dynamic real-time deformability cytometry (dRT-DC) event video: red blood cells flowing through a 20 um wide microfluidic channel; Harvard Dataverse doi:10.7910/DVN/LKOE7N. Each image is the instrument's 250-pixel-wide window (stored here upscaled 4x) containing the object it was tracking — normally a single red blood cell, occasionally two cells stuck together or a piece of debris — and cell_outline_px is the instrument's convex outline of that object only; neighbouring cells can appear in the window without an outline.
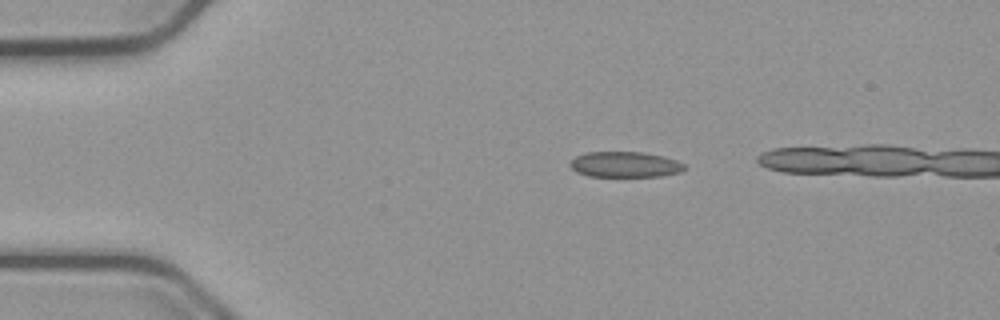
{"species": "common noctule bat (a hibernating species)", "species_latin": "Nyctalus noctula", "temperature_condition": "cold", "stored_images_in_passage": 35, "camera_frame_rate_fps": 3000, "um_per_image_px": 0.085, "animal": {"sex": "male", "body_mass_g": 23.1, "forearm_length_mm": 52.7}, "frame": {"image": 1, "passage_image": 1, "time_ms": 0.0, "image_size_px": [1000, 320], "cell_outline_px": [[684, 168], [680, 172], [660, 176], [588, 176], [576, 172], [568, 164], [576, 156], [588, 152], [640, 152], [664, 156], [676, 160], [684, 164]], "centroid_in_image_um": [53.1, 13.98], "position_along_channel_um": 31.9, "area_um2": 16.94}}
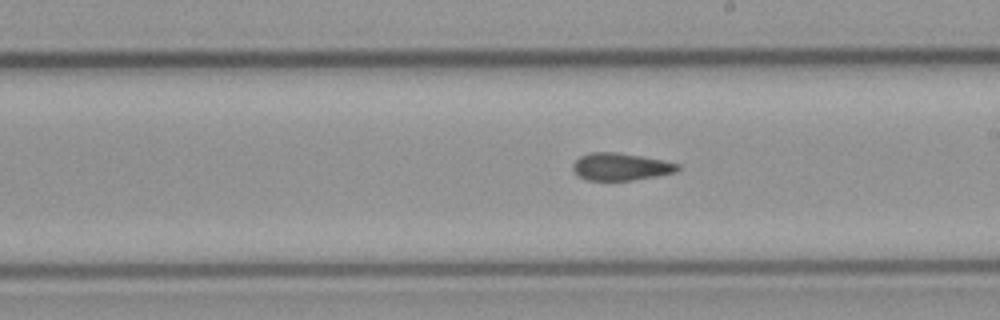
{"frame": {"image": 2, "passage_image": 21, "time_ms": 6.667, "image_size_px": [1000, 320], "cell_outline_px": [[680, 168], [676, 172], [656, 176], [632, 180], [584, 180], [572, 168], [572, 164], [580, 156], [592, 152], [616, 152], [640, 156], [680, 164]], "centroid_in_image_um": [52.75, 14.17], "position_along_channel_um": 236.3, "area_um2": 16.53}}
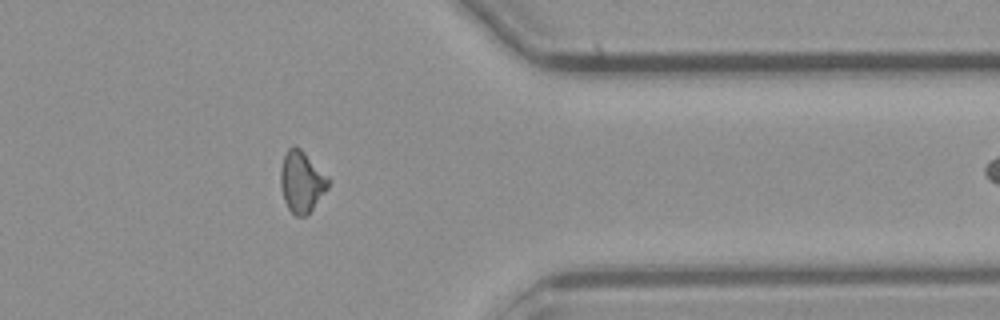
{"frame": {"image": 3, "passage_image": 34, "time_ms": 11.0, "image_size_px": [1000, 320], "cell_outline_px": [[328, 188], [312, 208], [304, 216], [296, 216], [288, 208], [284, 200], [280, 184], [280, 168], [284, 152], [292, 144], [296, 144], [328, 176]], "centroid_in_image_um": [25.6, 15.39], "position_along_channel_um": 385.8, "area_um2": 16.99}}